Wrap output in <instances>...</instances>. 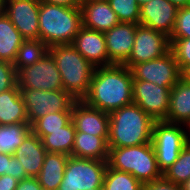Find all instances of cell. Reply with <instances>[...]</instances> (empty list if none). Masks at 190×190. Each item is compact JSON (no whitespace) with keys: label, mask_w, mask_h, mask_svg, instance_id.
I'll use <instances>...</instances> for the list:
<instances>
[{"label":"cell","mask_w":190,"mask_h":190,"mask_svg":"<svg viewBox=\"0 0 190 190\" xmlns=\"http://www.w3.org/2000/svg\"><path fill=\"white\" fill-rule=\"evenodd\" d=\"M133 75L124 65L94 69L89 91L82 99L87 105L111 113L133 103Z\"/></svg>","instance_id":"obj_1"},{"label":"cell","mask_w":190,"mask_h":190,"mask_svg":"<svg viewBox=\"0 0 190 190\" xmlns=\"http://www.w3.org/2000/svg\"><path fill=\"white\" fill-rule=\"evenodd\" d=\"M108 148L138 146L152 142L155 120L132 103L109 113Z\"/></svg>","instance_id":"obj_2"},{"label":"cell","mask_w":190,"mask_h":190,"mask_svg":"<svg viewBox=\"0 0 190 190\" xmlns=\"http://www.w3.org/2000/svg\"><path fill=\"white\" fill-rule=\"evenodd\" d=\"M38 20L39 39L48 47L72 44L82 27V11L80 7L40 2Z\"/></svg>","instance_id":"obj_3"},{"label":"cell","mask_w":190,"mask_h":190,"mask_svg":"<svg viewBox=\"0 0 190 190\" xmlns=\"http://www.w3.org/2000/svg\"><path fill=\"white\" fill-rule=\"evenodd\" d=\"M49 53L60 72L63 90L75 100H82L89 91L95 67L72 44L50 46Z\"/></svg>","instance_id":"obj_4"},{"label":"cell","mask_w":190,"mask_h":190,"mask_svg":"<svg viewBox=\"0 0 190 190\" xmlns=\"http://www.w3.org/2000/svg\"><path fill=\"white\" fill-rule=\"evenodd\" d=\"M107 162L111 168L130 173L142 184L163 176L152 142L138 146L109 148Z\"/></svg>","instance_id":"obj_5"},{"label":"cell","mask_w":190,"mask_h":190,"mask_svg":"<svg viewBox=\"0 0 190 190\" xmlns=\"http://www.w3.org/2000/svg\"><path fill=\"white\" fill-rule=\"evenodd\" d=\"M186 127L165 121H155L152 130V144L156 160L162 173L179 157L180 151L189 142Z\"/></svg>","instance_id":"obj_6"},{"label":"cell","mask_w":190,"mask_h":190,"mask_svg":"<svg viewBox=\"0 0 190 190\" xmlns=\"http://www.w3.org/2000/svg\"><path fill=\"white\" fill-rule=\"evenodd\" d=\"M108 162L69 156L58 190H88L103 187Z\"/></svg>","instance_id":"obj_7"},{"label":"cell","mask_w":190,"mask_h":190,"mask_svg":"<svg viewBox=\"0 0 190 190\" xmlns=\"http://www.w3.org/2000/svg\"><path fill=\"white\" fill-rule=\"evenodd\" d=\"M20 94L25 104L26 115L30 125L47 113L72 111V106L76 101L64 90L20 89Z\"/></svg>","instance_id":"obj_8"},{"label":"cell","mask_w":190,"mask_h":190,"mask_svg":"<svg viewBox=\"0 0 190 190\" xmlns=\"http://www.w3.org/2000/svg\"><path fill=\"white\" fill-rule=\"evenodd\" d=\"M17 85L19 89L63 90L60 72L49 52L35 64L17 72Z\"/></svg>","instance_id":"obj_9"},{"label":"cell","mask_w":190,"mask_h":190,"mask_svg":"<svg viewBox=\"0 0 190 190\" xmlns=\"http://www.w3.org/2000/svg\"><path fill=\"white\" fill-rule=\"evenodd\" d=\"M170 47L166 34L139 24L132 51L123 65L131 69L135 64L160 58L170 51Z\"/></svg>","instance_id":"obj_10"},{"label":"cell","mask_w":190,"mask_h":190,"mask_svg":"<svg viewBox=\"0 0 190 190\" xmlns=\"http://www.w3.org/2000/svg\"><path fill=\"white\" fill-rule=\"evenodd\" d=\"M131 72L133 80H145L171 89L182 73L171 50L160 58L135 64Z\"/></svg>","instance_id":"obj_11"},{"label":"cell","mask_w":190,"mask_h":190,"mask_svg":"<svg viewBox=\"0 0 190 190\" xmlns=\"http://www.w3.org/2000/svg\"><path fill=\"white\" fill-rule=\"evenodd\" d=\"M171 88L160 87L145 80H133V103L155 121H165L168 114Z\"/></svg>","instance_id":"obj_12"},{"label":"cell","mask_w":190,"mask_h":190,"mask_svg":"<svg viewBox=\"0 0 190 190\" xmlns=\"http://www.w3.org/2000/svg\"><path fill=\"white\" fill-rule=\"evenodd\" d=\"M39 0H3L2 11L25 40L39 39Z\"/></svg>","instance_id":"obj_13"},{"label":"cell","mask_w":190,"mask_h":190,"mask_svg":"<svg viewBox=\"0 0 190 190\" xmlns=\"http://www.w3.org/2000/svg\"><path fill=\"white\" fill-rule=\"evenodd\" d=\"M139 24L120 22L104 32L108 53V66L123 65L132 51L136 28Z\"/></svg>","instance_id":"obj_14"},{"label":"cell","mask_w":190,"mask_h":190,"mask_svg":"<svg viewBox=\"0 0 190 190\" xmlns=\"http://www.w3.org/2000/svg\"><path fill=\"white\" fill-rule=\"evenodd\" d=\"M72 121L76 132H83L109 138V113L87 105L83 100H76L72 106Z\"/></svg>","instance_id":"obj_15"},{"label":"cell","mask_w":190,"mask_h":190,"mask_svg":"<svg viewBox=\"0 0 190 190\" xmlns=\"http://www.w3.org/2000/svg\"><path fill=\"white\" fill-rule=\"evenodd\" d=\"M178 8L168 0H151L140 6L139 24L171 36Z\"/></svg>","instance_id":"obj_16"},{"label":"cell","mask_w":190,"mask_h":190,"mask_svg":"<svg viewBox=\"0 0 190 190\" xmlns=\"http://www.w3.org/2000/svg\"><path fill=\"white\" fill-rule=\"evenodd\" d=\"M72 45L95 68L108 66L104 32L90 30L82 26Z\"/></svg>","instance_id":"obj_17"},{"label":"cell","mask_w":190,"mask_h":190,"mask_svg":"<svg viewBox=\"0 0 190 190\" xmlns=\"http://www.w3.org/2000/svg\"><path fill=\"white\" fill-rule=\"evenodd\" d=\"M82 26L106 32L120 23L108 0H82Z\"/></svg>","instance_id":"obj_18"},{"label":"cell","mask_w":190,"mask_h":190,"mask_svg":"<svg viewBox=\"0 0 190 190\" xmlns=\"http://www.w3.org/2000/svg\"><path fill=\"white\" fill-rule=\"evenodd\" d=\"M46 153L42 140L31 131L13 155L22 163L27 177H37Z\"/></svg>","instance_id":"obj_19"},{"label":"cell","mask_w":190,"mask_h":190,"mask_svg":"<svg viewBox=\"0 0 190 190\" xmlns=\"http://www.w3.org/2000/svg\"><path fill=\"white\" fill-rule=\"evenodd\" d=\"M190 121V83L180 78L170 90L168 114L165 122L186 126Z\"/></svg>","instance_id":"obj_20"},{"label":"cell","mask_w":190,"mask_h":190,"mask_svg":"<svg viewBox=\"0 0 190 190\" xmlns=\"http://www.w3.org/2000/svg\"><path fill=\"white\" fill-rule=\"evenodd\" d=\"M71 156L108 161V142L101 136L76 132Z\"/></svg>","instance_id":"obj_21"},{"label":"cell","mask_w":190,"mask_h":190,"mask_svg":"<svg viewBox=\"0 0 190 190\" xmlns=\"http://www.w3.org/2000/svg\"><path fill=\"white\" fill-rule=\"evenodd\" d=\"M29 123L18 85L0 93V125Z\"/></svg>","instance_id":"obj_22"},{"label":"cell","mask_w":190,"mask_h":190,"mask_svg":"<svg viewBox=\"0 0 190 190\" xmlns=\"http://www.w3.org/2000/svg\"><path fill=\"white\" fill-rule=\"evenodd\" d=\"M43 143L48 153H62L71 156L75 139V125L71 120L61 130L56 131H32Z\"/></svg>","instance_id":"obj_23"},{"label":"cell","mask_w":190,"mask_h":190,"mask_svg":"<svg viewBox=\"0 0 190 190\" xmlns=\"http://www.w3.org/2000/svg\"><path fill=\"white\" fill-rule=\"evenodd\" d=\"M69 156L62 153H46L37 180L44 190H58Z\"/></svg>","instance_id":"obj_24"},{"label":"cell","mask_w":190,"mask_h":190,"mask_svg":"<svg viewBox=\"0 0 190 190\" xmlns=\"http://www.w3.org/2000/svg\"><path fill=\"white\" fill-rule=\"evenodd\" d=\"M25 41L3 11H0V61L13 63L17 51Z\"/></svg>","instance_id":"obj_25"},{"label":"cell","mask_w":190,"mask_h":190,"mask_svg":"<svg viewBox=\"0 0 190 190\" xmlns=\"http://www.w3.org/2000/svg\"><path fill=\"white\" fill-rule=\"evenodd\" d=\"M30 132L29 123L0 125V152L13 155Z\"/></svg>","instance_id":"obj_26"},{"label":"cell","mask_w":190,"mask_h":190,"mask_svg":"<svg viewBox=\"0 0 190 190\" xmlns=\"http://www.w3.org/2000/svg\"><path fill=\"white\" fill-rule=\"evenodd\" d=\"M48 52L49 47L40 39L25 40L17 51L13 65L18 72L22 68L35 64Z\"/></svg>","instance_id":"obj_27"},{"label":"cell","mask_w":190,"mask_h":190,"mask_svg":"<svg viewBox=\"0 0 190 190\" xmlns=\"http://www.w3.org/2000/svg\"><path fill=\"white\" fill-rule=\"evenodd\" d=\"M103 190H142V183L130 173L113 169L107 165Z\"/></svg>","instance_id":"obj_28"},{"label":"cell","mask_w":190,"mask_h":190,"mask_svg":"<svg viewBox=\"0 0 190 190\" xmlns=\"http://www.w3.org/2000/svg\"><path fill=\"white\" fill-rule=\"evenodd\" d=\"M163 176L178 185L190 178V141L180 151L178 159L163 172Z\"/></svg>","instance_id":"obj_29"},{"label":"cell","mask_w":190,"mask_h":190,"mask_svg":"<svg viewBox=\"0 0 190 190\" xmlns=\"http://www.w3.org/2000/svg\"><path fill=\"white\" fill-rule=\"evenodd\" d=\"M72 120V111L47 113L31 125V131H56Z\"/></svg>","instance_id":"obj_30"},{"label":"cell","mask_w":190,"mask_h":190,"mask_svg":"<svg viewBox=\"0 0 190 190\" xmlns=\"http://www.w3.org/2000/svg\"><path fill=\"white\" fill-rule=\"evenodd\" d=\"M120 22L139 24L140 6L137 0H108Z\"/></svg>","instance_id":"obj_31"},{"label":"cell","mask_w":190,"mask_h":190,"mask_svg":"<svg viewBox=\"0 0 190 190\" xmlns=\"http://www.w3.org/2000/svg\"><path fill=\"white\" fill-rule=\"evenodd\" d=\"M172 51L181 72L190 66V38H169Z\"/></svg>","instance_id":"obj_32"},{"label":"cell","mask_w":190,"mask_h":190,"mask_svg":"<svg viewBox=\"0 0 190 190\" xmlns=\"http://www.w3.org/2000/svg\"><path fill=\"white\" fill-rule=\"evenodd\" d=\"M169 38H190V6L178 8L175 26Z\"/></svg>","instance_id":"obj_33"},{"label":"cell","mask_w":190,"mask_h":190,"mask_svg":"<svg viewBox=\"0 0 190 190\" xmlns=\"http://www.w3.org/2000/svg\"><path fill=\"white\" fill-rule=\"evenodd\" d=\"M17 85V71L13 63L0 61V93Z\"/></svg>","instance_id":"obj_34"},{"label":"cell","mask_w":190,"mask_h":190,"mask_svg":"<svg viewBox=\"0 0 190 190\" xmlns=\"http://www.w3.org/2000/svg\"><path fill=\"white\" fill-rule=\"evenodd\" d=\"M142 190H182V187L162 176L153 181L143 183Z\"/></svg>","instance_id":"obj_35"},{"label":"cell","mask_w":190,"mask_h":190,"mask_svg":"<svg viewBox=\"0 0 190 190\" xmlns=\"http://www.w3.org/2000/svg\"><path fill=\"white\" fill-rule=\"evenodd\" d=\"M8 175L16 178L19 182L23 179L28 178L22 163L14 155L10 158Z\"/></svg>","instance_id":"obj_36"},{"label":"cell","mask_w":190,"mask_h":190,"mask_svg":"<svg viewBox=\"0 0 190 190\" xmlns=\"http://www.w3.org/2000/svg\"><path fill=\"white\" fill-rule=\"evenodd\" d=\"M16 190H44L36 177H28L18 182Z\"/></svg>","instance_id":"obj_37"},{"label":"cell","mask_w":190,"mask_h":190,"mask_svg":"<svg viewBox=\"0 0 190 190\" xmlns=\"http://www.w3.org/2000/svg\"><path fill=\"white\" fill-rule=\"evenodd\" d=\"M18 180L11 175L4 174L0 176V190H16Z\"/></svg>","instance_id":"obj_38"},{"label":"cell","mask_w":190,"mask_h":190,"mask_svg":"<svg viewBox=\"0 0 190 190\" xmlns=\"http://www.w3.org/2000/svg\"><path fill=\"white\" fill-rule=\"evenodd\" d=\"M49 4L61 5L65 7H80L82 0H39Z\"/></svg>","instance_id":"obj_39"},{"label":"cell","mask_w":190,"mask_h":190,"mask_svg":"<svg viewBox=\"0 0 190 190\" xmlns=\"http://www.w3.org/2000/svg\"><path fill=\"white\" fill-rule=\"evenodd\" d=\"M13 155L0 152V176L8 174L10 167V158Z\"/></svg>","instance_id":"obj_40"},{"label":"cell","mask_w":190,"mask_h":190,"mask_svg":"<svg viewBox=\"0 0 190 190\" xmlns=\"http://www.w3.org/2000/svg\"><path fill=\"white\" fill-rule=\"evenodd\" d=\"M170 3L175 5L177 8H183L188 6L189 0H168Z\"/></svg>","instance_id":"obj_41"},{"label":"cell","mask_w":190,"mask_h":190,"mask_svg":"<svg viewBox=\"0 0 190 190\" xmlns=\"http://www.w3.org/2000/svg\"><path fill=\"white\" fill-rule=\"evenodd\" d=\"M181 78L190 83V66L182 71Z\"/></svg>","instance_id":"obj_42"},{"label":"cell","mask_w":190,"mask_h":190,"mask_svg":"<svg viewBox=\"0 0 190 190\" xmlns=\"http://www.w3.org/2000/svg\"><path fill=\"white\" fill-rule=\"evenodd\" d=\"M182 190H190V178L186 180L182 185Z\"/></svg>","instance_id":"obj_43"},{"label":"cell","mask_w":190,"mask_h":190,"mask_svg":"<svg viewBox=\"0 0 190 190\" xmlns=\"http://www.w3.org/2000/svg\"><path fill=\"white\" fill-rule=\"evenodd\" d=\"M149 1H151V0H137L139 6H142V5L146 4Z\"/></svg>","instance_id":"obj_44"},{"label":"cell","mask_w":190,"mask_h":190,"mask_svg":"<svg viewBox=\"0 0 190 190\" xmlns=\"http://www.w3.org/2000/svg\"><path fill=\"white\" fill-rule=\"evenodd\" d=\"M185 127H186L188 137H189V140H190V121L188 122V124Z\"/></svg>","instance_id":"obj_45"},{"label":"cell","mask_w":190,"mask_h":190,"mask_svg":"<svg viewBox=\"0 0 190 190\" xmlns=\"http://www.w3.org/2000/svg\"><path fill=\"white\" fill-rule=\"evenodd\" d=\"M88 190H103V187H97V188H92V189H88Z\"/></svg>","instance_id":"obj_46"},{"label":"cell","mask_w":190,"mask_h":190,"mask_svg":"<svg viewBox=\"0 0 190 190\" xmlns=\"http://www.w3.org/2000/svg\"><path fill=\"white\" fill-rule=\"evenodd\" d=\"M3 0H0V11H2Z\"/></svg>","instance_id":"obj_47"}]
</instances>
